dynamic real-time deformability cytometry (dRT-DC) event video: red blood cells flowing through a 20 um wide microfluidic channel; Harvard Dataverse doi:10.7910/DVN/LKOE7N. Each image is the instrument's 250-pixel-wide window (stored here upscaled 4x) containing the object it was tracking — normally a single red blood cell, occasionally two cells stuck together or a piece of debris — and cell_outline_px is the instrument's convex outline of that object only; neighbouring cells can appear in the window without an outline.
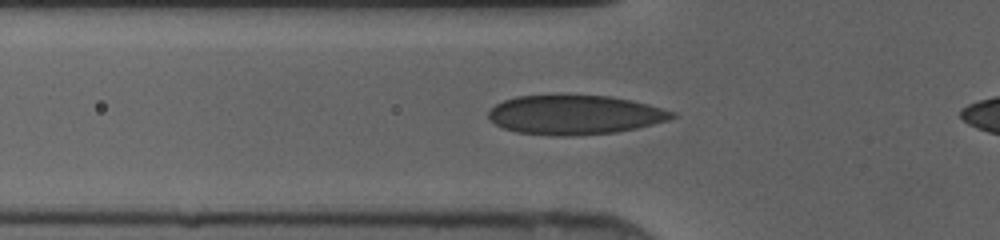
{"species": "human", "species_latin": "Homo sapiens", "temperature_condition": "cold", "stored_images_in_passage": 34, "camera_frame_rate_fps": 3000, "um_per_image_px": 0.085, "donor": {"sex": "female"}, "frame": {"image": 1, "passage_image": 9, "time_ms": 2.667, "image_size_px": [1000, 240], "cell_outline_px": [[676, 116], [668, 120], [636, 128], [616, 132], [568, 136], [560, 136], [516, 132], [504, 128], [496, 124], [488, 116], [488, 112], [496, 104], [504, 100], [516, 96], [560, 92], [608, 96], [632, 100], [648, 104], [676, 112]], "centroid_in_image_um": [48.84, 9.71], "position_along_channel_um": 77.0, "area_um2": 42.95}}
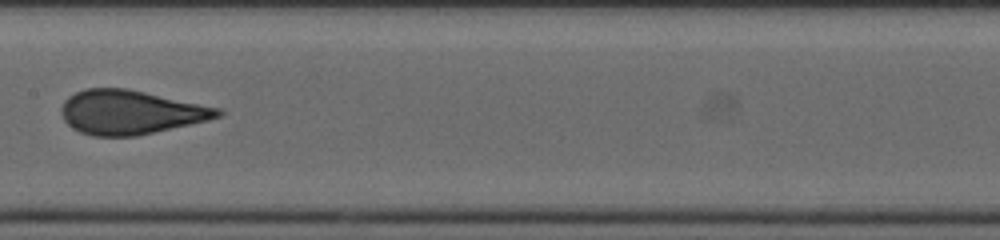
{"frame": {"image": 2, "passage_image": 17, "time_ms": 5.333, "image_size_px": [1000, 240], "cell_outline_px": [[224, 112], [220, 116], [208, 120], [136, 136], [92, 136], [80, 132], [72, 128], [64, 120], [60, 112], [60, 108], [64, 100], [68, 96], [76, 92], [88, 88], [128, 88], [224, 108]], "centroid_in_image_um": [11.11, 9.53], "position_along_channel_um": 196.3, "area_um2": 40.52}}
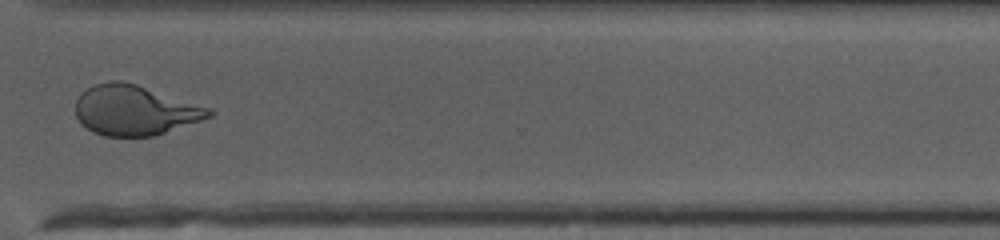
{"frame": {"image": 3, "passage_image": 28, "time_ms": 9.0, "image_size_px": [1000, 240], "cell_outline_px": [[216, 112], [212, 116], [156, 136], [104, 136], [92, 132], [80, 124], [76, 116], [76, 100], [80, 92], [96, 84], [108, 80], [120, 80], [136, 84], [212, 108]], "centroid_in_image_um": [11.45, 9.37], "position_along_channel_um": 359.2, "area_um2": 39.19}}